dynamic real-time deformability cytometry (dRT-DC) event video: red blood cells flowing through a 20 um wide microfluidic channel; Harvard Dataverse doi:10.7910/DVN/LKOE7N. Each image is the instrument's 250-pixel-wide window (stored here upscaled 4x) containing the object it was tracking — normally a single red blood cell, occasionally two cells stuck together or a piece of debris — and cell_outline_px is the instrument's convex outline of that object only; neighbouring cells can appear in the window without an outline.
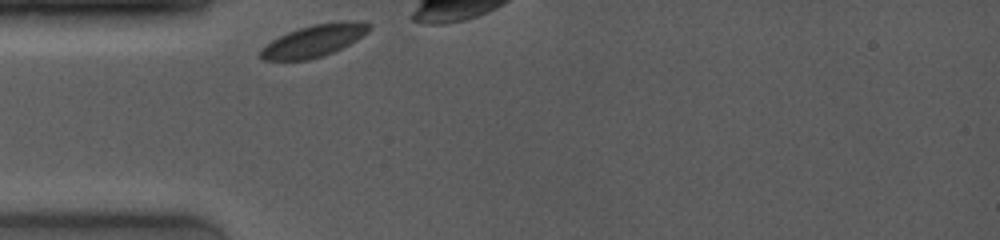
{"species": "common noctule bat (a hibernating species)", "species_latin": "Nyctalus noctula", "temperature_condition": "room temperature", "stored_images_in_passage": 28, "camera_frame_rate_fps": 4000, "um_per_image_px": 0.085, "animal": {"sex": "female", "body_mass_g": 19.0, "forearm_length_mm": 53.3}, "frame": {"image": 1, "passage_image": 1, "time_ms": 0.0, "image_size_px": [1000, 240], "cell_outline_px": [[372, 28], [368, 32], [356, 40], [332, 52], [308, 60], [264, 60], [260, 56], [260, 48], [272, 40], [288, 32], [312, 24], [340, 20], [352, 20], [372, 24]], "centroid_in_image_um": [26.71, 3.44], "position_along_channel_um": 58.3, "area_um2": 20.23}}
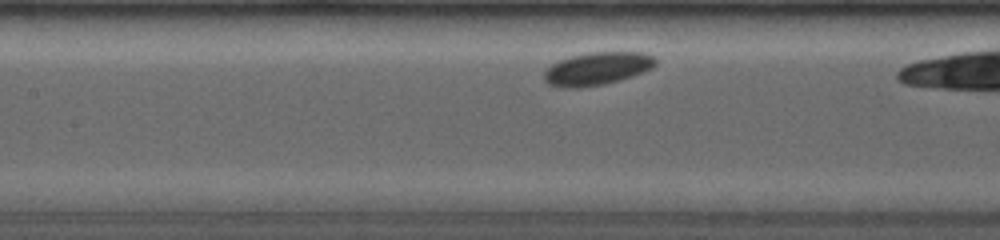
{"frame": {"image": 2, "passage_image": 13, "time_ms": 2.75, "image_size_px": [1000, 240], "cell_outline_px": [[656, 64], [652, 68], [644, 72], [620, 80], [604, 84], [580, 88], [564, 88], [548, 84], [544, 80], [544, 72], [552, 64], [560, 60], [572, 56], [588, 52], [644, 52], [652, 56], [656, 60]], "centroid_in_image_um": [50.77, 5.84], "position_along_channel_um": 156.6, "area_um2": 21.39}}